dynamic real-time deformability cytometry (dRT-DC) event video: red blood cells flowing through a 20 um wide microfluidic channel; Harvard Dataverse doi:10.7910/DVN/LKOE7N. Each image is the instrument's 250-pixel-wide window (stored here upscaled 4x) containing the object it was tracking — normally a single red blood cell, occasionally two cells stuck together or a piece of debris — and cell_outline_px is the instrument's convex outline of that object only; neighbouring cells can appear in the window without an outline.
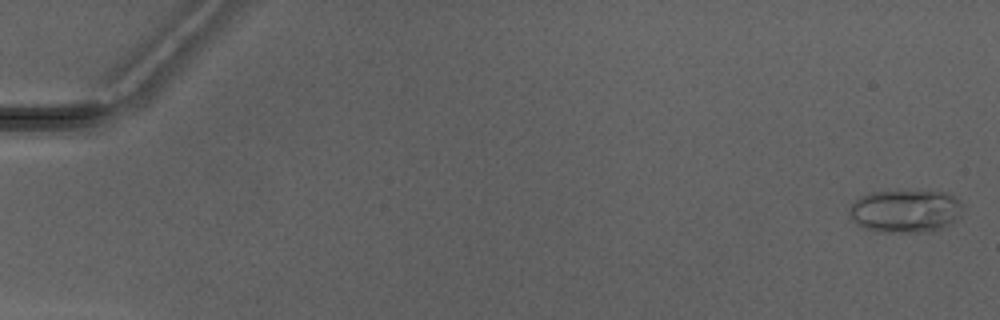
{"species": "Egyptian fruit bat (a non-hibernating species)", "species_latin": "Rousettus aegyptiacus", "temperature_condition": "warm", "stored_images_in_passage": 6, "camera_frame_rate_fps": 3000, "um_per_image_px": 0.085, "animal": {"sex": "male"}, "frame": {"image": 1, "passage_image": 1, "time_ms": 0.0, "image_size_px": [1000, 320], "cell_outline_px": [[960, 216], [956, 220], [932, 232], [880, 232], [864, 228], [856, 224], [848, 216], [848, 212], [852, 204], [860, 196], [868, 192], [944, 192], [956, 196], [960, 200]], "centroid_in_image_um": [76.92, 17.96], "position_along_channel_um": 8.1, "area_um2": 28.26}}